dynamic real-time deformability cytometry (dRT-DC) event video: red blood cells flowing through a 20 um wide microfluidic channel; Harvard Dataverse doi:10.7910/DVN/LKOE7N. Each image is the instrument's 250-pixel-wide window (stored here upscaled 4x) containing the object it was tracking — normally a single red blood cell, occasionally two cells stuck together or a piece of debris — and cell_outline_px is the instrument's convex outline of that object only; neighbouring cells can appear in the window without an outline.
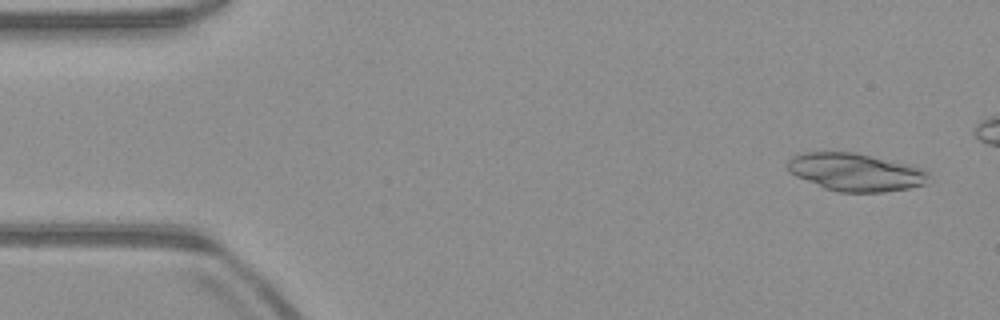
{"species": "common noctule bat (a hibernating species)", "species_latin": "Nyctalus noctula", "temperature_condition": "warm", "stored_images_in_passage": 45, "camera_frame_rate_fps": 3000, "um_per_image_px": 0.085, "animal": {"sex": "male", "body_mass_g": 23.1, "forearm_length_mm": 52.7}, "frame": {"image": 1, "passage_image": 3, "time_ms": 0.667, "image_size_px": [1000, 320], "cell_outline_px": [[928, 172], [924, 184], [908, 188], [884, 192], [840, 192], [824, 188], [796, 176], [788, 172], [784, 164], [792, 156], [804, 152], [852, 152], [908, 164]], "centroid_in_image_um": [72.62, 14.63], "position_along_channel_um": 12.4, "area_um2": 30.81}}
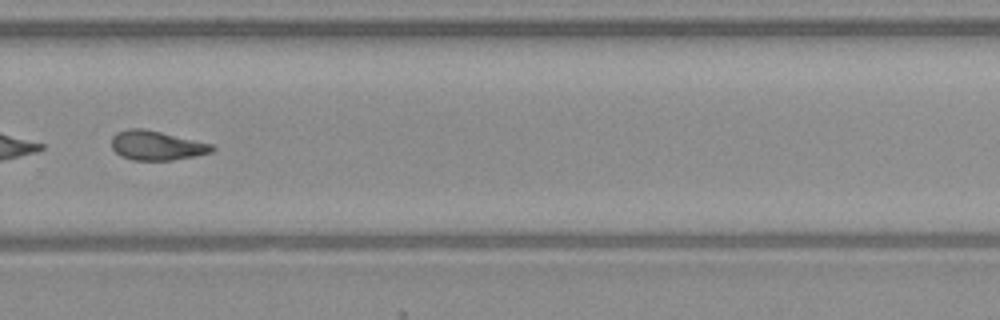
{"frame": {"image": 2, "passage_image": 35, "time_ms": 11.333, "image_size_px": [1000, 320], "cell_outline_px": [[216, 148], [212, 152], [172, 160], [132, 160], [120, 156], [112, 148], [112, 136], [116, 132], [128, 128], [144, 128], [212, 144]], "centroid_in_image_um": [13.27, 12.36], "position_along_channel_um": 316.5, "area_um2": 17.17}}
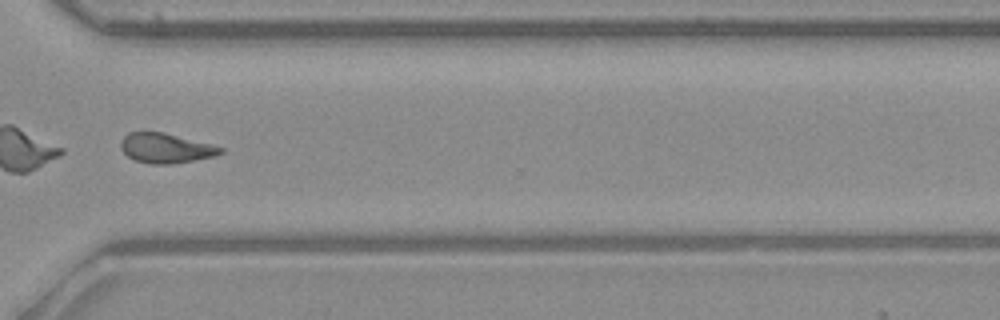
{"frame": {"image": 3, "passage_image": 38, "time_ms": 12.333, "image_size_px": [1000, 320], "cell_outline_px": [[224, 152], [212, 156], [192, 160], [168, 164], [152, 164], [136, 160], [128, 156], [120, 148], [120, 140], [128, 132], [164, 132], [212, 144], [224, 148]], "centroid_in_image_um": [14.07, 12.57], "position_along_channel_um": 356.5, "area_um2": 17.17}, "authors_computed_cell_mechanics": {"area_um2": 17.918, "velocity_mm_per_s": 3.978, "shape_relaxation_time_tau1_ms": null, "shape_relaxation_time_tau2_ms": 5.1266, "deformation_change_tau1": null, "deformation_change_tau2": 0.1439}}